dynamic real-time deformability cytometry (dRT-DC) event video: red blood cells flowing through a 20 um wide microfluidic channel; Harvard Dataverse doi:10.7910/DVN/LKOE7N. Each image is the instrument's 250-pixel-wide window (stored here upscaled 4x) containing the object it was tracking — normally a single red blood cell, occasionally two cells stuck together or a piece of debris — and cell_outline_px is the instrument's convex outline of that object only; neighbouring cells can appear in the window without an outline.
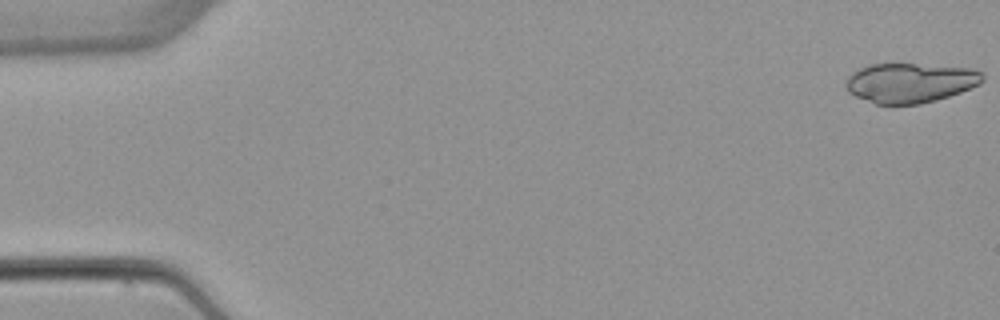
{"species": "common noctule bat (a hibernating species)", "species_latin": "Nyctalus noctula", "temperature_condition": "warm", "stored_images_in_passage": 4, "camera_frame_rate_fps": 3000, "um_per_image_px": 0.085, "animal": {"sex": "female", "body_mass_g": 22.7, "forearm_length_mm": 54.2}, "frame": {"image": 1, "passage_image": 1, "time_ms": 0.0, "image_size_px": [1000, 320], "cell_outline_px": [[984, 80], [980, 84], [960, 92], [936, 100], [920, 104], [876, 104], [856, 96], [848, 92], [848, 76], [852, 72], [860, 68], [872, 64], [916, 64], [972, 68], [984, 72]], "centroid_in_image_um": [77.41, 7.03], "position_along_channel_um": 7.6, "area_um2": 31.44}}